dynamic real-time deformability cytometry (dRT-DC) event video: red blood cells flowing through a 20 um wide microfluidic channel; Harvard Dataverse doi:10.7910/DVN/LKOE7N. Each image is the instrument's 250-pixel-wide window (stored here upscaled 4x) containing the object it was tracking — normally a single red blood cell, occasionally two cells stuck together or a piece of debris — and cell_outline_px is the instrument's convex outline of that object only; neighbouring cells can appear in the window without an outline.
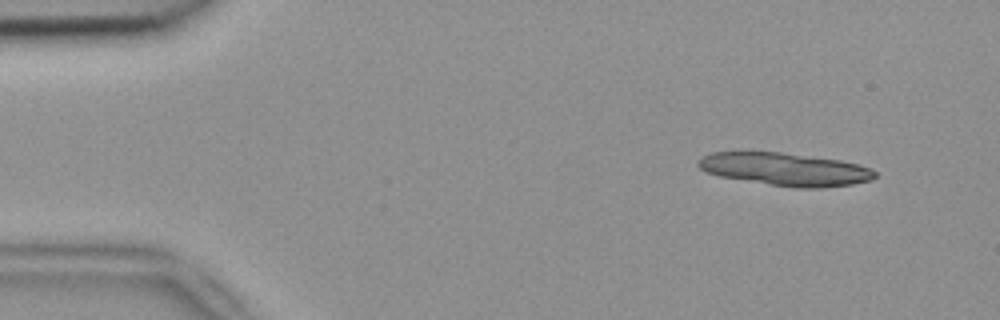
{"species": "common noctule bat (a hibernating species)", "species_latin": "Nyctalus noctula", "temperature_condition": "room temperature", "stored_images_in_passage": 5, "camera_frame_rate_fps": 3000, "um_per_image_px": 0.085, "animal": {"sex": "female", "body_mass_g": 18.4}, "frame": {"image": 1, "passage_image": 2, "time_ms": 0.333, "image_size_px": [1000, 320], "cell_outline_px": [[876, 176], [872, 180], [852, 184], [820, 188], [796, 188], [720, 176], [704, 172], [696, 164], [696, 160], [712, 152], [780, 152], [840, 160], [856, 164], [868, 168], [876, 172]], "centroid_in_image_um": [66.71, 14.38], "position_along_channel_um": 18.3, "area_um2": 33.52}}